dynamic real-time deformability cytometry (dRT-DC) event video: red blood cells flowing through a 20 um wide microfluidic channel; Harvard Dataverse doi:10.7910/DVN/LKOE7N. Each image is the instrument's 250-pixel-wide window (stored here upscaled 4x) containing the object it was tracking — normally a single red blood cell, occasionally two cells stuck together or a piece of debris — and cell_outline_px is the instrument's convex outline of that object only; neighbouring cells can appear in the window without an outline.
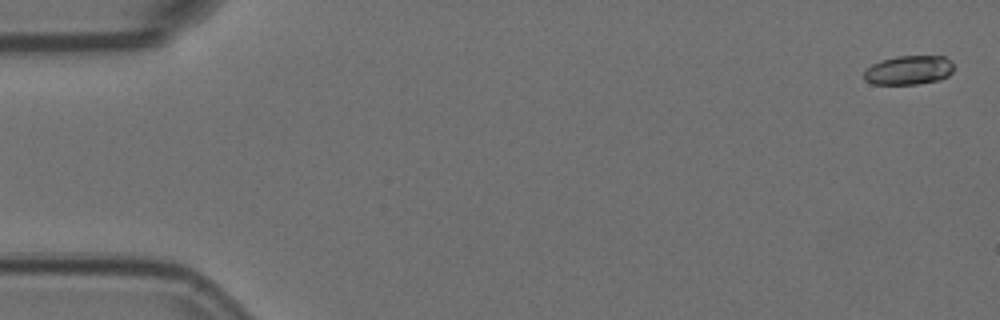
{"species": "Egyptian fruit bat (a non-hibernating species)", "species_latin": "Rousettus aegyptiacus", "temperature_condition": "room temperature", "stored_images_in_passage": 12, "camera_frame_rate_fps": 3000, "um_per_image_px": 0.085, "animal": {"sex": "female"}, "frame": {"image": 1, "passage_image": 2, "time_ms": 0.333, "image_size_px": [1000, 320], "cell_outline_px": [[952, 72], [948, 76], [940, 80], [916, 84], [872, 84], [864, 80], [864, 72], [872, 64], [880, 60], [896, 56], [944, 56], [952, 64]], "centroid_in_image_um": [77.22, 5.96], "position_along_channel_um": 7.8, "area_um2": 15.2}}